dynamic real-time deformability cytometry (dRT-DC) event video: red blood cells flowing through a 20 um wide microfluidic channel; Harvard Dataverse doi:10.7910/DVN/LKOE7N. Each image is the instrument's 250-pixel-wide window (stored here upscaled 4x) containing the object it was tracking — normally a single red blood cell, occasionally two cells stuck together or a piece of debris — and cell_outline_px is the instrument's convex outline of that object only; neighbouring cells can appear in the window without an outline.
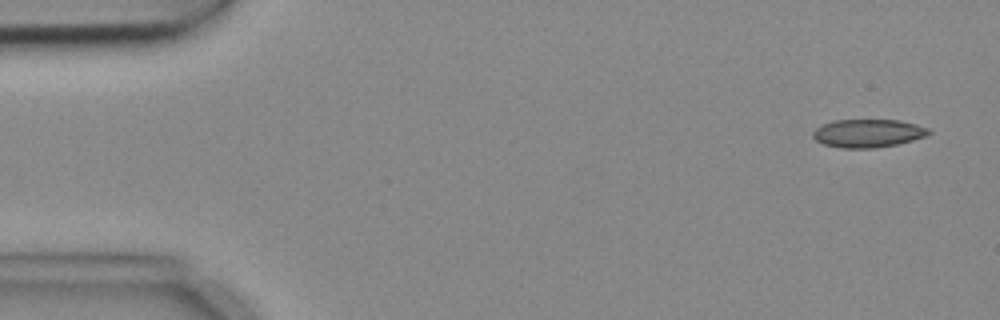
{"species": "common noctule bat (a hibernating species)", "species_latin": "Nyctalus noctula", "temperature_condition": "cold", "stored_images_in_passage": 4, "camera_frame_rate_fps": 3000, "um_per_image_px": 0.085, "animal": {"sex": "female", "body_mass_g": 18.4}, "frame": {"image": 1, "passage_image": 1, "time_ms": 0.0, "image_size_px": [1000, 320], "cell_outline_px": [[932, 132], [924, 136], [912, 140], [896, 144], [876, 148], [840, 148], [824, 144], [816, 140], [812, 136], [812, 132], [816, 128], [824, 124], [836, 120], [900, 120], [916, 124], [928, 128]], "centroid_in_image_um": [73.77, 11.33], "position_along_channel_um": 11.2, "area_um2": 18.9}}
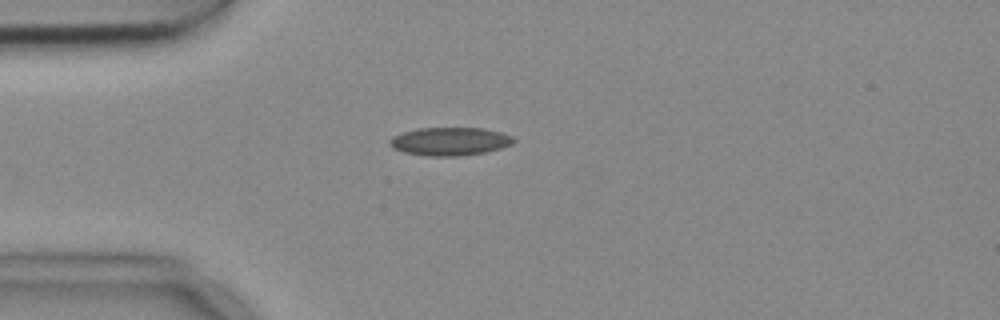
{"frame": {"image": 2, "passage_image": 4, "time_ms": 1.0, "image_size_px": [1000, 320], "cell_outline_px": [[516, 140], [512, 144], [500, 148], [484, 152], [460, 156], [428, 156], [404, 152], [392, 148], [388, 144], [388, 140], [392, 136], [404, 132], [420, 128], [484, 128], [500, 132], [512, 136]], "centroid_in_image_um": [38.22, 12.02], "position_along_channel_um": 46.8, "area_um2": 20.35}}